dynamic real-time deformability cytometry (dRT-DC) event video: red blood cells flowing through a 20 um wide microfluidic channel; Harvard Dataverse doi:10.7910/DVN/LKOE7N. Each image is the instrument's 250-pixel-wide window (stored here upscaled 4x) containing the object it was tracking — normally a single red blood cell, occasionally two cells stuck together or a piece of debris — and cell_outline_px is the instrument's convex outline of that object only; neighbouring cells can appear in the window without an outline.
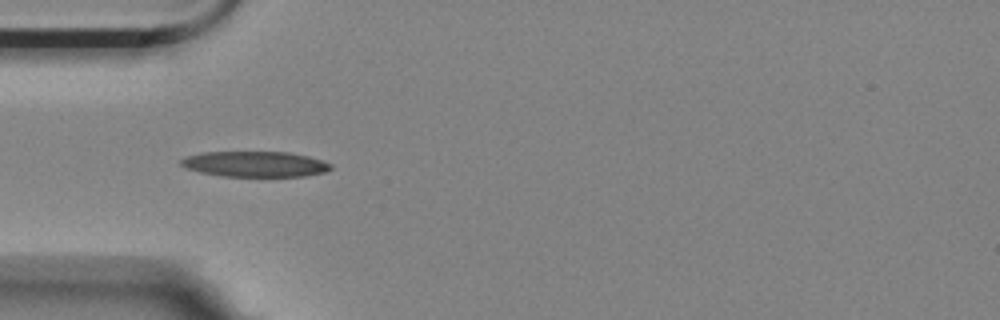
{"species": "Egyptian fruit bat (a non-hibernating species)", "species_latin": "Rousettus aegyptiacus", "temperature_condition": "room temperature", "stored_images_in_passage": 2, "camera_frame_rate_fps": 3000, "um_per_image_px": 0.085, "animal": {"sex": "female"}, "frame": {"image": 1, "passage_image": 1, "time_ms": 0.0, "image_size_px": [1000, 320], "cell_outline_px": [[332, 168], [324, 172], [304, 176], [220, 176], [200, 172], [188, 168], [180, 164], [180, 160], [184, 156], [200, 152], [288, 152], [308, 156], [332, 164]], "centroid_in_image_um": [21.64, 13.94], "position_along_channel_um": 63.4, "area_um2": 22.25}}
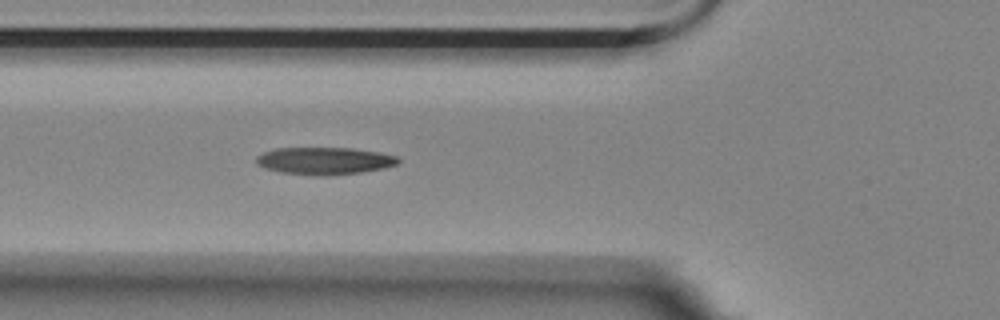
{"frame": {"image": 2, "passage_image": 2, "time_ms": 0.333, "image_size_px": [1000, 320], "cell_outline_px": [[400, 160], [396, 164], [384, 168], [360, 172], [280, 172], [264, 168], [256, 164], [256, 156], [264, 152], [276, 148], [352, 148], [380, 152], [396, 156]], "centroid_in_image_um": [27.57, 13.61], "position_along_channel_um": 98.2, "area_um2": 21.33}}